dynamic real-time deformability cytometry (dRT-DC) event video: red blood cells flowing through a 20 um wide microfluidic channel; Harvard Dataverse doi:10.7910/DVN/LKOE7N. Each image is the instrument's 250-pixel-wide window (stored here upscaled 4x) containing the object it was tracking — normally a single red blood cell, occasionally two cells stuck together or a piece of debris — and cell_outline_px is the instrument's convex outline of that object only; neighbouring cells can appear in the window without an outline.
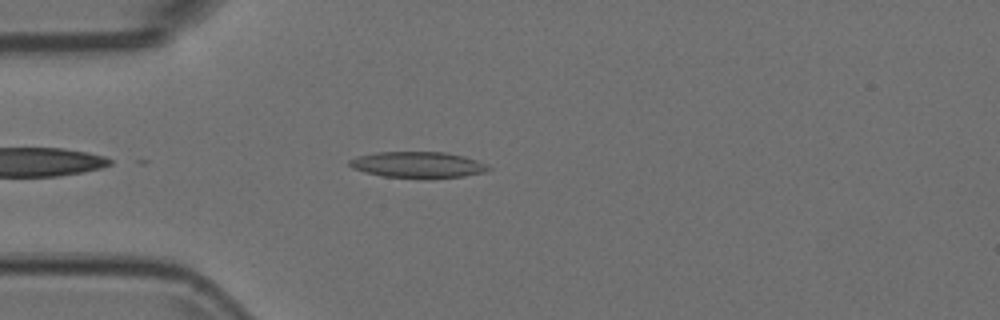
{"species": "Egyptian fruit bat (a non-hibernating species)", "species_latin": "Rousettus aegyptiacus", "temperature_condition": "room temperature", "stored_images_in_passage": 15, "camera_frame_rate_fps": 3000, "um_per_image_px": 0.085, "animal": {"sex": "female"}, "frame": {"image": 1, "passage_image": 4, "time_ms": 1.0, "image_size_px": [1000, 320], "cell_outline_px": [[492, 168], [484, 172], [464, 176], [384, 176], [364, 172], [352, 168], [348, 164], [348, 160], [356, 156], [376, 152], [444, 152], [464, 156], [476, 160]], "centroid_in_image_um": [35.45, 13.97], "position_along_channel_um": 49.6, "area_um2": 20.4}}
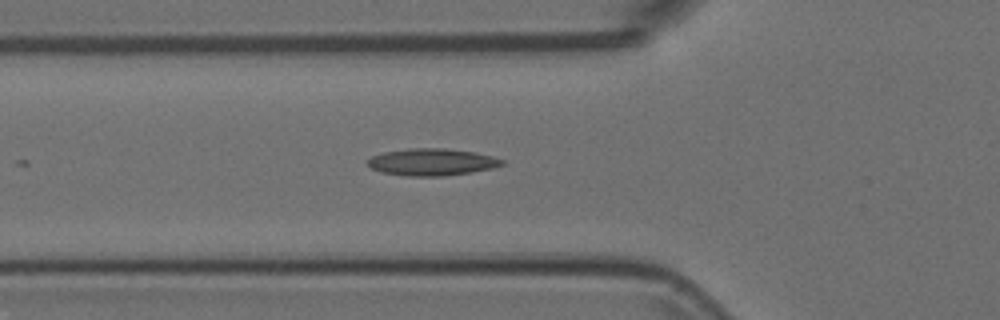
{"frame": {"image": 2, "passage_image": 8, "time_ms": 2.333, "image_size_px": [1000, 320], "cell_outline_px": [[504, 164], [492, 168], [472, 172], [444, 176], [408, 176], [380, 172], [372, 168], [368, 164], [368, 160], [372, 156], [384, 152], [408, 148], [444, 148], [476, 152], [492, 156], [504, 160]], "centroid_in_image_um": [36.72, 13.77], "position_along_channel_um": 89.1, "area_um2": 21.15}}